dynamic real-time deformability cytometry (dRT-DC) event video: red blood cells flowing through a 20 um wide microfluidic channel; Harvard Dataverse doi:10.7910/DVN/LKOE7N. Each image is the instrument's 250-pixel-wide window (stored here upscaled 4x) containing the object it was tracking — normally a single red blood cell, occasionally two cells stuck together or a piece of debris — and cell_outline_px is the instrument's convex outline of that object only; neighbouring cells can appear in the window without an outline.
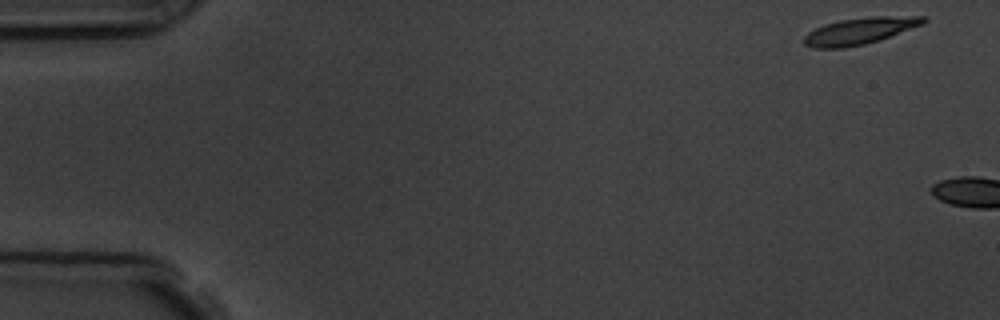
{"species": "common noctule bat (a hibernating species)", "species_latin": "Nyctalus noctula", "temperature_condition": "room temperature", "stored_images_in_passage": 17, "camera_frame_rate_fps": 3000, "um_per_image_px": 0.085, "animal": {"sex": "male", "body_mass_g": 19.5, "forearm_length_mm": 54.6}, "frame": {"image": 1, "passage_image": 1, "time_ms": 0.0, "image_size_px": [1000, 320], "cell_outline_px": [[928, 20], [924, 24], [864, 44], [844, 48], [812, 48], [804, 44], [804, 36], [808, 32], [824, 24], [840, 20], [868, 16], [928, 16]], "centroid_in_image_um": [73.07, 2.61], "position_along_channel_um": 11.9, "area_um2": 18.44}}
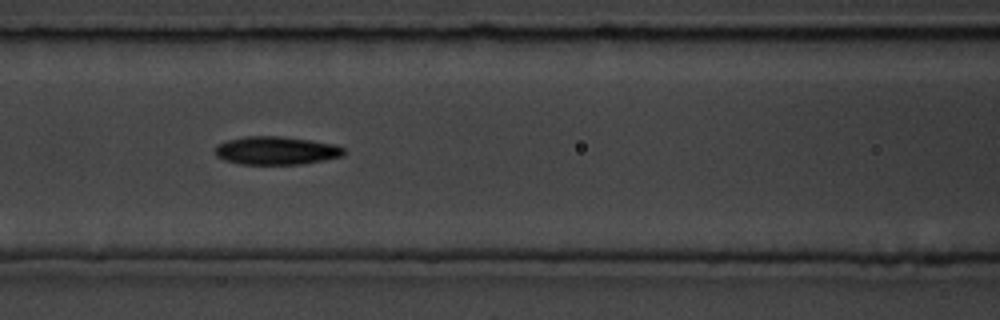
{"frame": {"image": 2, "passage_image": 8, "time_ms": 8.667, "image_size_px": [1000, 320], "cell_outline_px": [[344, 152], [340, 156], [324, 160], [300, 164], [240, 164], [224, 160], [216, 156], [216, 144], [228, 140], [244, 136], [280, 136], [312, 140], [336, 144], [344, 148]], "centroid_in_image_um": [23.46, 12.79], "position_along_channel_um": 143.1, "area_um2": 21.15}}
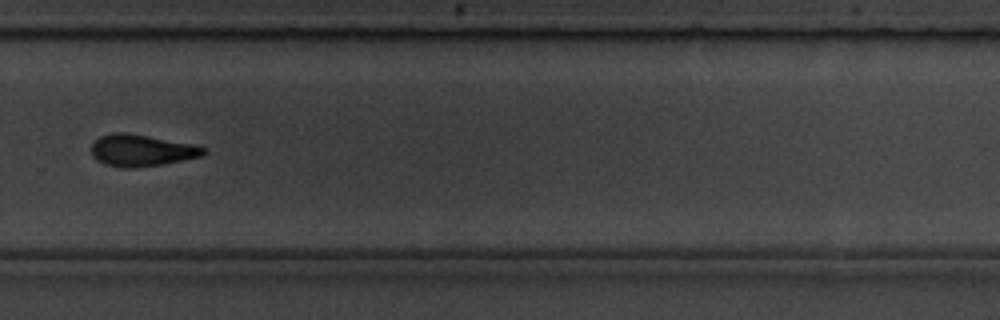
{"frame": {"image": 3, "passage_image": 12, "time_ms": 13.333, "image_size_px": [1000, 320], "cell_outline_px": [[208, 152], [200, 156], [160, 164], [128, 168], [124, 168], [104, 164], [92, 156], [92, 144], [100, 136], [112, 132], [128, 132], [188, 144], [204, 148]], "centroid_in_image_um": [11.95, 12.77], "position_along_channel_um": 317.8, "area_um2": 20.23}, "authors_computed_cell_mechanics": {"area_um2": 20.1722, "velocity_mm_per_s": 3.7531, "shape_relaxation_time_tau1_ms": 2.454, "shape_relaxation_time_tau2_ms": 7.325, "deformation_change_tau1": 0.129, "deformation_change_tau2": 0.1577}}